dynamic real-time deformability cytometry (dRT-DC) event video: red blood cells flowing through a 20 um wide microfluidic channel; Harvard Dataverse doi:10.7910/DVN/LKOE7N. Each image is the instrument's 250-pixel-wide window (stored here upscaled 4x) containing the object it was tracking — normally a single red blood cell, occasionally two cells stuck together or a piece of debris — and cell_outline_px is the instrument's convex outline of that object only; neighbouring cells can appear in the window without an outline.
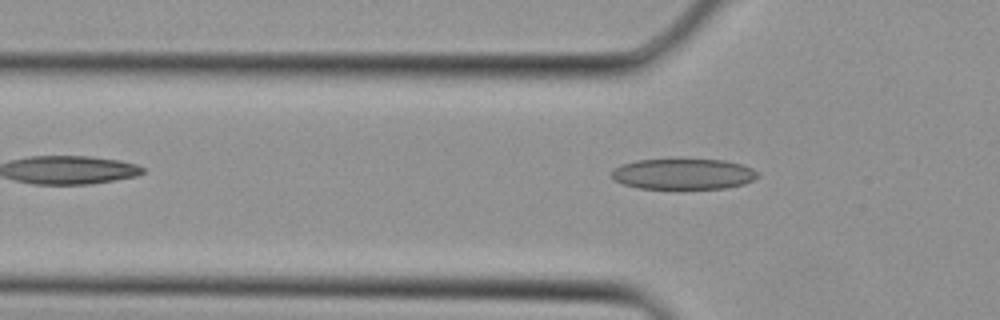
{"species": "Egyptian fruit bat (a non-hibernating species)", "species_latin": "Rousettus aegyptiacus", "temperature_condition": "cold", "stored_images_in_passage": 3, "camera_frame_rate_fps": 3000, "um_per_image_px": 0.085, "animal": {"sex": "female"}, "frame": {"image": 1, "passage_image": 3, "time_ms": 0.667, "image_size_px": [1000, 320], "cell_outline_px": [[760, 176], [744, 184], [728, 188], [640, 188], [624, 184], [616, 180], [612, 176], [612, 172], [620, 164], [636, 160], [676, 156], [724, 160], [744, 164], [760, 172]], "centroid_in_image_um": [58.13, 14.73], "position_along_channel_um": 67.7, "area_um2": 27.28}}